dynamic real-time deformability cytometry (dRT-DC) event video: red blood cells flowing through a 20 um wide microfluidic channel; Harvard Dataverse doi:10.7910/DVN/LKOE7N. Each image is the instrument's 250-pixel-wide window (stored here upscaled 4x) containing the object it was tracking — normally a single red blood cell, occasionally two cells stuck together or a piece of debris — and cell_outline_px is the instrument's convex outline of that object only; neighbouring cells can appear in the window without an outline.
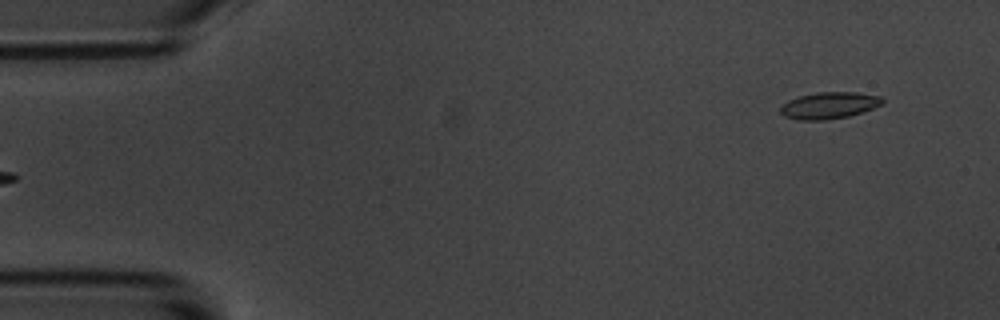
{"species": "common noctule bat (a hibernating species)", "species_latin": "Nyctalus noctula", "temperature_condition": "room temperature", "stored_images_in_passage": 2, "camera_frame_rate_fps": 3000, "um_per_image_px": 0.085, "animal": {"sex": "male", "body_mass_g": 20.1, "forearm_length_mm": 53.5}, "frame": {"image": 1, "passage_image": 2, "time_ms": 1.0, "image_size_px": [1000, 320], "cell_outline_px": [[884, 104], [848, 116], [828, 120], [796, 120], [784, 116], [780, 112], [780, 108], [788, 100], [800, 96], [816, 92], [856, 92], [880, 96], [884, 100]], "centroid_in_image_um": [70.47, 8.96], "position_along_channel_um": 14.5, "area_um2": 15.84}}